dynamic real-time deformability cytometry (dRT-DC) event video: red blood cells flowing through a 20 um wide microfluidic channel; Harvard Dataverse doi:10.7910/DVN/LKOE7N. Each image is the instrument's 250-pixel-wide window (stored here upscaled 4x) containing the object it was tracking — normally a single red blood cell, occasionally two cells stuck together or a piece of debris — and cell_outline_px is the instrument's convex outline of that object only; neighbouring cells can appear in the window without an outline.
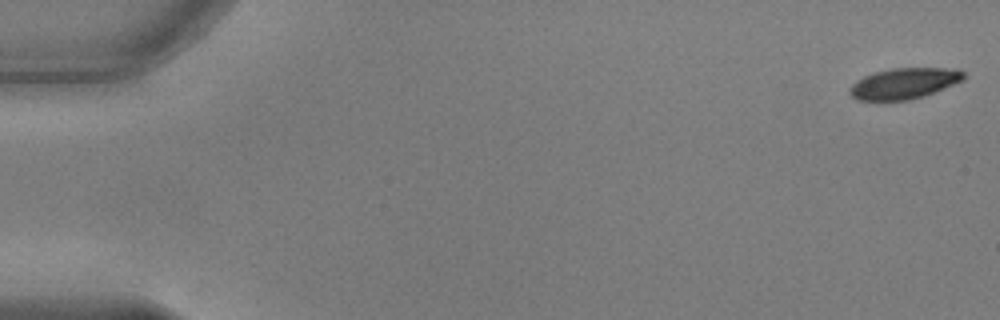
{"species": "common noctule bat (a hibernating species)", "species_latin": "Nyctalus noctula", "temperature_condition": "warm", "stored_images_in_passage": 14, "camera_frame_rate_fps": 3000, "um_per_image_px": 0.085, "animal": {"sex": "male", "body_mass_g": 17.9, "forearm_length_mm": 54.2}, "frame": {"image": 1, "passage_image": 1, "time_ms": 0.0, "image_size_px": [1000, 320], "cell_outline_px": [[964, 80], [924, 96], [908, 100], [856, 100], [848, 92], [848, 88], [856, 80], [872, 72], [892, 68], [956, 68], [964, 72]], "centroid_in_image_um": [76.82, 7.08], "position_along_channel_um": 8.2, "area_um2": 20.63}}
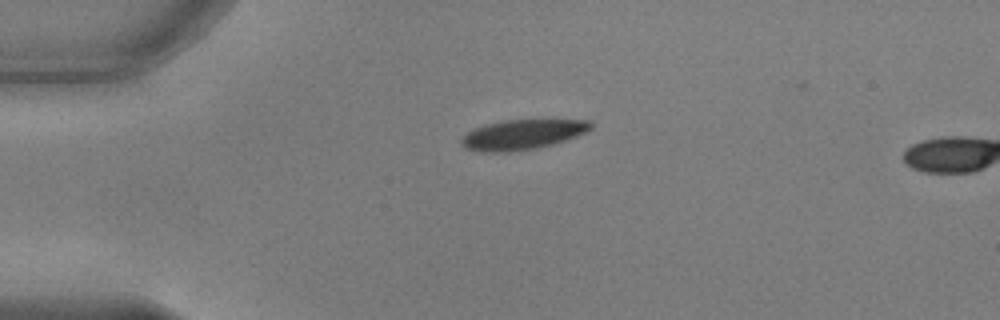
{"frame": {"image": 2, "passage_image": 13, "time_ms": 4.0, "image_size_px": [1000, 320], "cell_outline_px": [[592, 128], [576, 136], [552, 144], [536, 148], [508, 152], [480, 152], [464, 148], [460, 144], [460, 140], [472, 128], [484, 124], [504, 120], [588, 120], [592, 124]], "centroid_in_image_um": [44.33, 11.44], "position_along_channel_um": 40.7, "area_um2": 22.54}}